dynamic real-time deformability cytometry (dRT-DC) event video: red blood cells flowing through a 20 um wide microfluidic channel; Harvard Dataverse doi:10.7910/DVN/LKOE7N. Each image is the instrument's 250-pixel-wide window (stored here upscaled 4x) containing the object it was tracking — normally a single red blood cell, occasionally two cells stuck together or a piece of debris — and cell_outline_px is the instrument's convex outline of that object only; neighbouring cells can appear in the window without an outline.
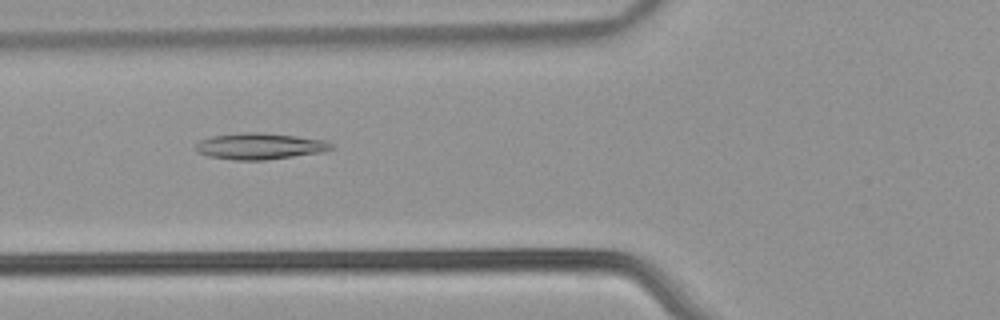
{"species": "common noctule bat (a hibernating species)", "species_latin": "Nyctalus noctula", "temperature_condition": "warm", "stored_images_in_passage": 54, "camera_frame_rate_fps": 3000, "um_per_image_px": 0.085, "animal": {"sex": "male", "body_mass_g": 21.5, "forearm_length_mm": 52.0}, "frame": {"image": 1, "passage_image": 21, "time_ms": 6.667, "image_size_px": [1000, 320], "cell_outline_px": [[336, 148], [324, 152], [264, 160], [236, 160], [208, 156], [196, 152], [196, 144], [200, 140], [212, 136], [244, 132], [260, 132], [296, 136], [328, 140]], "centroid_in_image_um": [22.13, 12.42], "position_along_channel_um": 103.7, "area_um2": 20.92}}
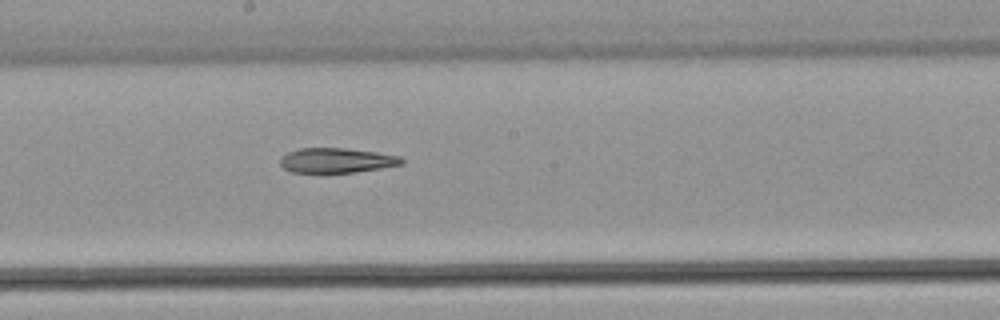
{"frame": {"image": 2, "passage_image": 30, "time_ms": 9.667, "image_size_px": [1000, 320], "cell_outline_px": [[404, 164], [356, 172], [292, 172], [284, 168], [280, 164], [280, 160], [288, 152], [300, 148], [344, 148], [376, 152], [400, 156], [404, 160]], "centroid_in_image_um": [28.64, 13.63], "position_along_channel_um": 219.6, "area_um2": 17.4}}
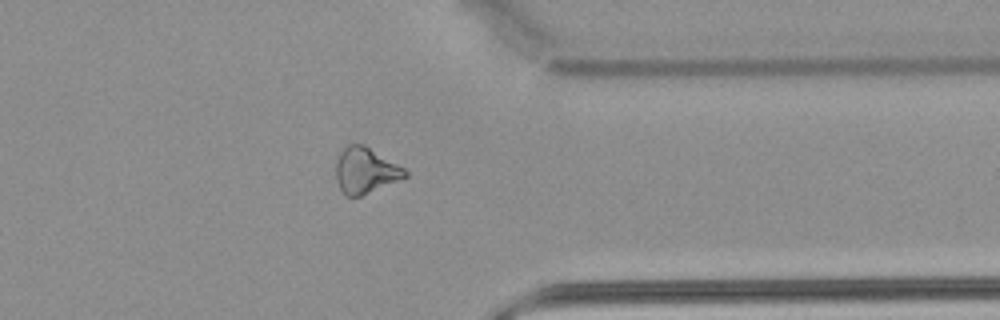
{"frame": {"image": 3, "passage_image": 43, "time_ms": 14.0, "image_size_px": [1000, 320], "cell_outline_px": [[408, 176], [360, 196], [344, 196], [336, 180], [336, 160], [340, 152], [348, 144], [364, 144], [404, 168], [408, 172]], "centroid_in_image_um": [31.04, 14.49], "position_along_channel_um": 380.4, "area_um2": 18.32}}